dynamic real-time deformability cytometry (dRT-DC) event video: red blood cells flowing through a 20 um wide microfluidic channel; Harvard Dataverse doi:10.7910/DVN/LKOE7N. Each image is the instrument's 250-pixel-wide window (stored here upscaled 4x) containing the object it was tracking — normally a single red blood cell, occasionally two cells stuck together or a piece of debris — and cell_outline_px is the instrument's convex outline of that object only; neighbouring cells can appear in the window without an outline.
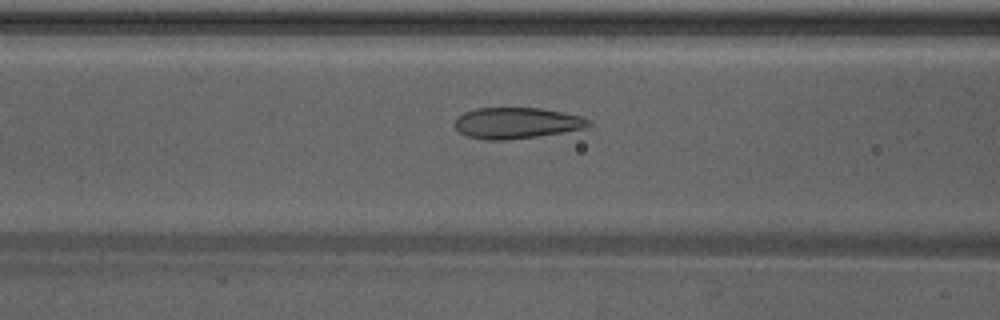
{"species": "Egyptian fruit bat (a non-hibernating species)", "species_latin": "Rousettus aegyptiacus", "temperature_condition": "warm", "stored_images_in_passage": 44, "camera_frame_rate_fps": 3000, "um_per_image_px": 0.085, "animal": {"sex": "male"}, "frame": {"image": 1, "passage_image": 20, "time_ms": 6.333, "image_size_px": [1000, 320], "cell_outline_px": [[592, 124], [584, 128], [536, 136], [504, 140], [488, 140], [468, 136], [460, 132], [456, 128], [456, 120], [464, 112], [476, 108], [540, 108], [564, 112], [580, 116], [592, 120]], "centroid_in_image_um": [43.94, 10.44], "position_along_channel_um": 122.7, "area_um2": 23.93}}
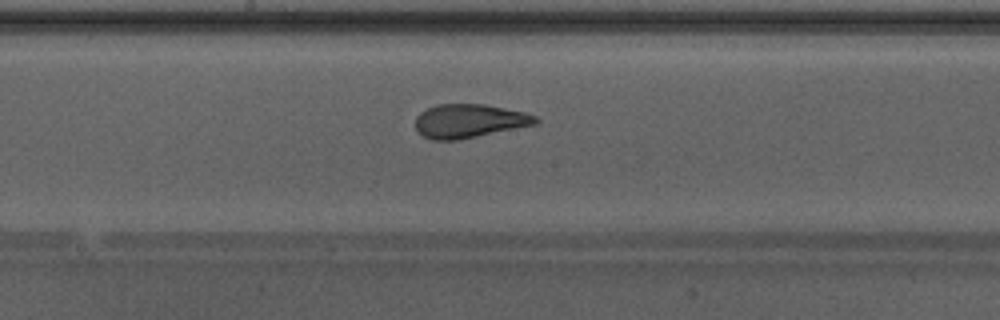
{"frame": {"image": 2, "passage_image": 26, "time_ms": 8.333, "image_size_px": [1000, 320], "cell_outline_px": [[540, 120], [536, 124], [460, 140], [432, 140], [424, 136], [416, 128], [416, 116], [420, 112], [436, 104], [484, 104], [524, 112], [536, 116]], "centroid_in_image_um": [39.88, 10.28], "position_along_channel_um": 208.3, "area_um2": 23.58}}
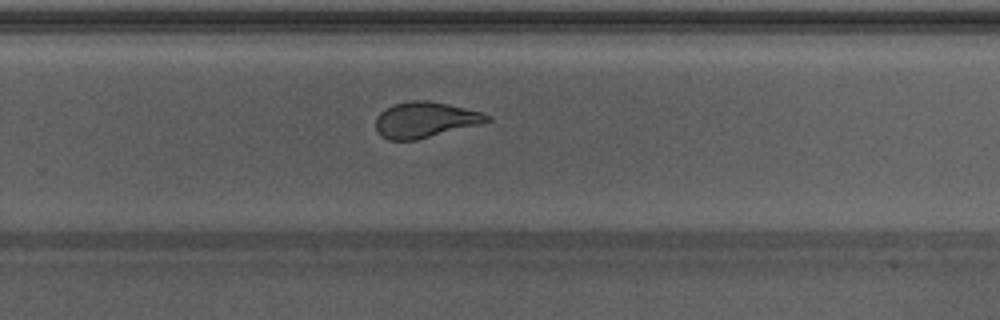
{"frame": {"image": 3, "passage_image": 32, "time_ms": 10.333, "image_size_px": [1000, 320], "cell_outline_px": [[492, 120], [480, 124], [416, 140], [388, 140], [380, 136], [376, 128], [376, 116], [384, 108], [392, 104], [416, 100], [428, 100], [448, 104], [480, 112], [492, 116]], "centroid_in_image_um": [36.1, 10.18], "position_along_channel_um": 293.7, "area_um2": 23.18}, "authors_computed_cell_mechanics": {"area_um2": 24.7962, "velocity_mm_per_s": 4.279, "shape_relaxation_time_tau1_ms": 8.6365, "shape_relaxation_time_tau2_ms": 0.9325, "deformation_change_tau1": 0.2366, "deformation_change_tau2": 0.0735}}